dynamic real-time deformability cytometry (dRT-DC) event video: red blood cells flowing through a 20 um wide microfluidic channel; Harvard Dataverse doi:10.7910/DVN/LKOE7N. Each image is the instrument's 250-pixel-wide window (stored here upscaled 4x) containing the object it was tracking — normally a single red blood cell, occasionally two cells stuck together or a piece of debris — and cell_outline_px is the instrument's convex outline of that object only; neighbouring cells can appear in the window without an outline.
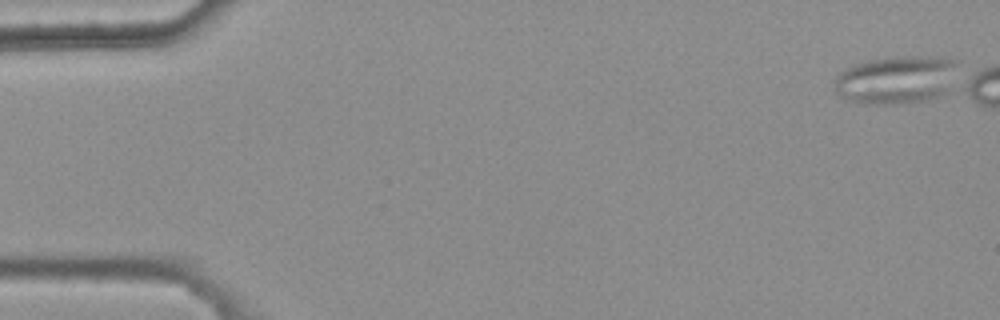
{"species": "common noctule bat (a hibernating species)", "species_latin": "Nyctalus noctula", "temperature_condition": "warm", "stored_images_in_passage": 3, "camera_frame_rate_fps": 3000, "um_per_image_px": 0.085, "animal": {"sex": "female", "body_mass_g": 25.1}, "frame": {"image": 1, "passage_image": 1, "time_ms": 0.0, "image_size_px": [1000, 320], "cell_outline_px": [[960, 60], [944, 92], [928, 100], [900, 104], [864, 104], [840, 96], [836, 92], [836, 76], [844, 68], [868, 60], [904, 56], [940, 56]], "centroid_in_image_um": [76.17, 6.76], "position_along_channel_um": 8.8, "area_um2": 34.33}}